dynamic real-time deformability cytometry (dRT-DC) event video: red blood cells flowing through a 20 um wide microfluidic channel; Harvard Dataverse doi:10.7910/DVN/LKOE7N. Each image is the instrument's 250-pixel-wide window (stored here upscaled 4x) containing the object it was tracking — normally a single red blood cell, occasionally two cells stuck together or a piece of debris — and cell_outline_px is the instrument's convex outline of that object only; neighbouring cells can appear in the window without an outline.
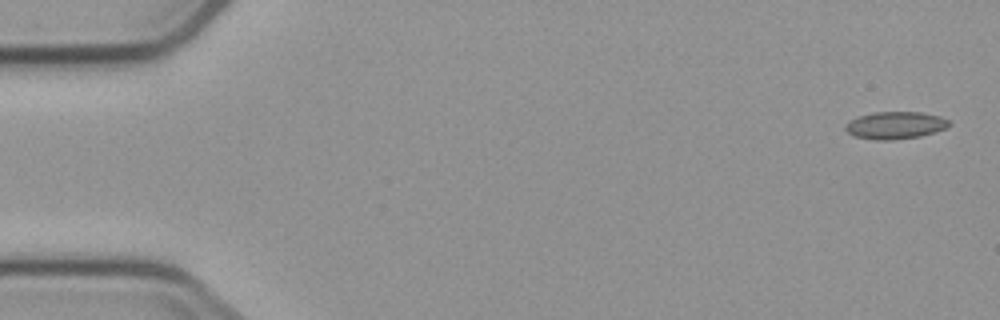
{"species": "common noctule bat (a hibernating species)", "species_latin": "Nyctalus noctula", "temperature_condition": "cold", "stored_images_in_passage": 7, "camera_frame_rate_fps": 3000, "um_per_image_px": 0.085, "animal": {"sex": "male", "body_mass_g": 23.1, "forearm_length_mm": 52.7}, "frame": {"image": 1, "passage_image": 1, "time_ms": 0.0, "image_size_px": [1000, 320], "cell_outline_px": [[952, 124], [948, 128], [920, 136], [892, 140], [876, 140], [852, 136], [844, 128], [844, 124], [860, 116], [872, 112], [920, 112], [940, 116], [948, 120]], "centroid_in_image_um": [76.11, 10.65], "position_along_channel_um": 8.9, "area_um2": 16.59}}
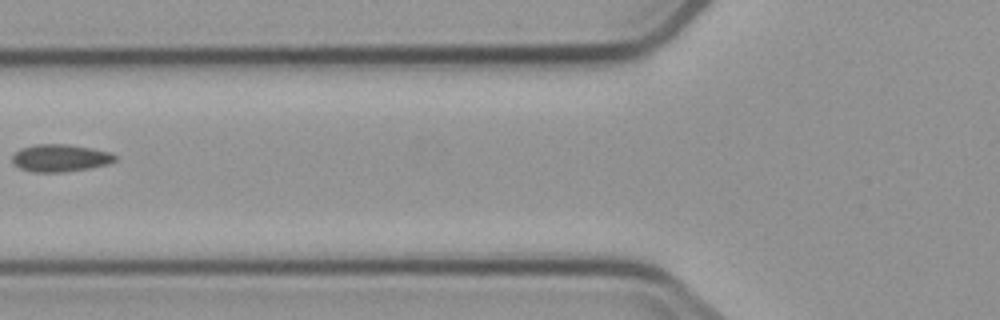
{"frame": {"image": 2, "passage_image": 6, "time_ms": 6.667, "image_size_px": [1000, 320], "cell_outline_px": [[116, 160], [108, 164], [88, 168], [64, 172], [32, 172], [20, 168], [12, 164], [12, 156], [20, 148], [36, 144], [64, 144], [92, 148], [112, 152], [116, 156]], "centroid_in_image_um": [5.11, 13.43], "position_along_channel_um": 120.7, "area_um2": 16.47}}
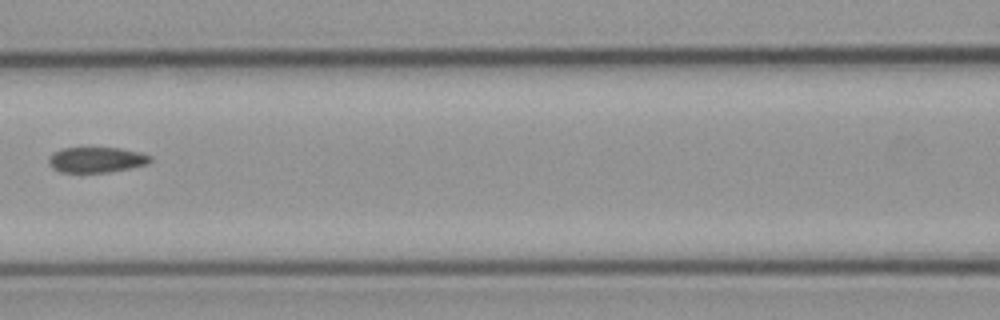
{"frame": {"image": 3, "passage_image": 7, "time_ms": 7.667, "image_size_px": [1000, 320], "cell_outline_px": [[152, 160], [148, 164], [108, 172], [60, 172], [52, 168], [48, 160], [52, 152], [60, 148], [120, 148], [140, 152], [152, 156]], "centroid_in_image_um": [8.19, 13.57], "position_along_channel_um": 158.4, "area_um2": 15.09}}